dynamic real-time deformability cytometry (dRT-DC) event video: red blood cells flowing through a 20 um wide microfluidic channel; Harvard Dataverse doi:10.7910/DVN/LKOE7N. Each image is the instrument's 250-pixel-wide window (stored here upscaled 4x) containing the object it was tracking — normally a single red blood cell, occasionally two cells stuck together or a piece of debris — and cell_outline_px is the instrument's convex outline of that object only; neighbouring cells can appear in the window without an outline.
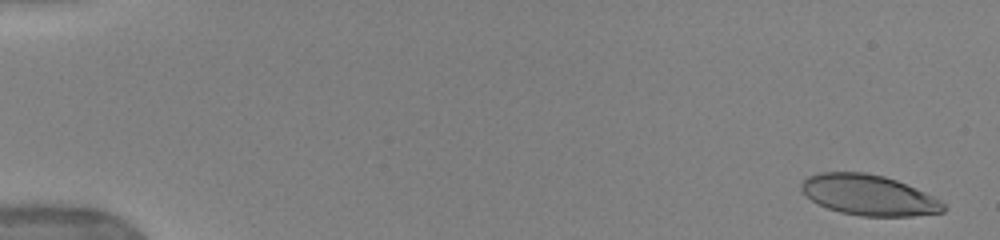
{"species": "human", "species_latin": "Homo sapiens", "temperature_condition": "warm", "stored_images_in_passage": 52, "camera_frame_rate_fps": 3000, "um_per_image_px": 0.085, "donor": {"sex": "female"}, "frame": {"image": 1, "passage_image": 2, "time_ms": 0.333, "image_size_px": [1000, 240], "cell_outline_px": [[948, 208], [944, 212], [912, 216], [860, 216], [840, 212], [828, 208], [812, 200], [800, 188], [800, 184], [808, 176], [820, 172], [864, 172], [884, 176], [896, 180], [924, 192], [940, 200]], "centroid_in_image_um": [73.86, 16.58], "position_along_channel_um": 11.1, "area_um2": 33.41}}
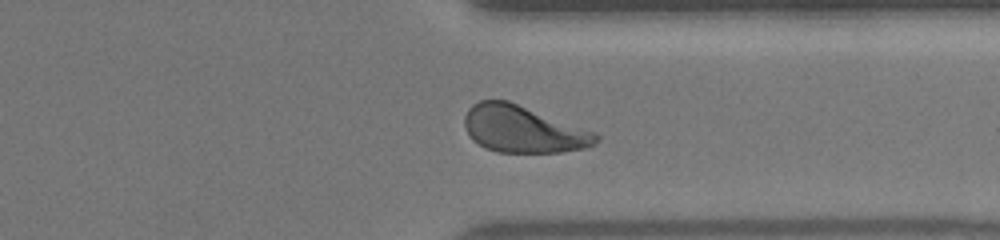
{"frame": {"image": 2, "passage_image": 41, "time_ms": 13.333, "image_size_px": [1000, 240], "cell_outline_px": [[600, 140], [596, 144], [584, 148], [560, 152], [496, 152], [484, 148], [472, 140], [464, 124], [464, 116], [468, 108], [472, 104], [480, 100], [508, 100], [596, 132], [600, 136]], "centroid_in_image_um": [44.46, 10.98], "position_along_channel_um": 366.9, "area_um2": 36.13}}
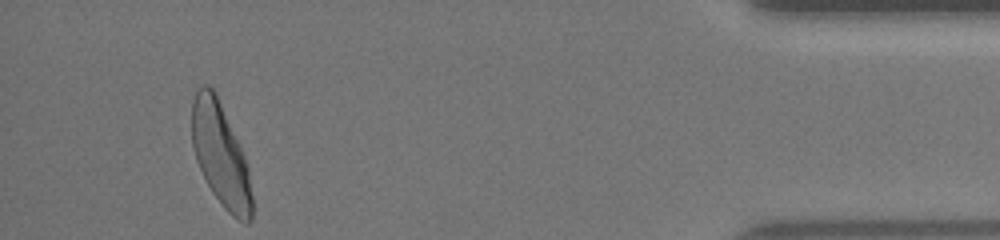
{"frame": {"image": 3, "passage_image": 49, "time_ms": 16.0, "image_size_px": [1000, 240], "cell_outline_px": [[252, 220], [248, 224], [244, 224], [232, 216], [224, 208], [212, 192], [196, 160], [192, 144], [192, 100], [196, 88], [200, 84], [208, 84], [216, 92], [244, 156], [248, 168], [252, 196]], "centroid_in_image_um": [18.74, 13.15], "position_along_channel_um": 416.5, "area_um2": 36.13}, "authors_computed_cell_mechanics": {"area_um2": 35.9227, "velocity_mm_per_s": 3.9389, "shape_relaxation_time_tau1_ms": 3.0257, "shape_relaxation_time_tau2_ms": null, "deformation_change_tau1": 0.1898, "deformation_change_tau2": null}}